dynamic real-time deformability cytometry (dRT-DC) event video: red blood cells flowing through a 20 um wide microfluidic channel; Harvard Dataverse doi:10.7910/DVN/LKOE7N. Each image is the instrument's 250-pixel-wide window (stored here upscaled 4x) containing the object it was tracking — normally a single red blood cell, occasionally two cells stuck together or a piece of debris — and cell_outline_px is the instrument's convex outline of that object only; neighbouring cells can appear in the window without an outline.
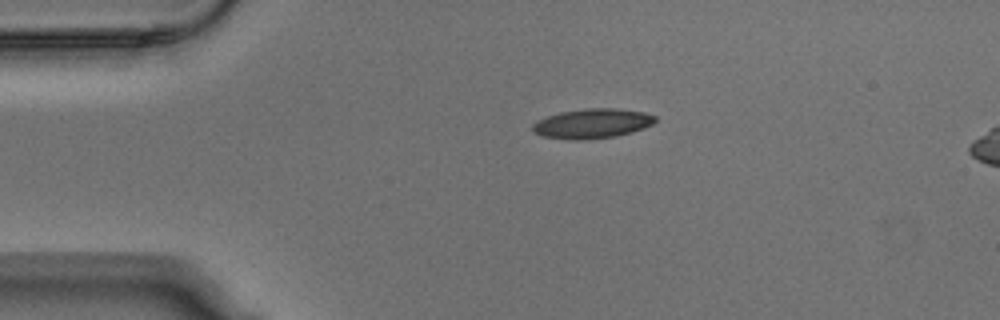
{"species": "Egyptian fruit bat (a non-hibernating species)", "species_latin": "Rousettus aegyptiacus", "temperature_condition": "warm", "stored_images_in_passage": 3, "segment_of_instrument_passage": [1, 2], "camera_frame_rate_fps": 3000, "um_per_image_px": 0.085, "animal": {"sex": "male"}, "frame": {"image": 1, "passage_image": 1, "time_ms": 0.0, "image_size_px": [1000, 320], "cell_outline_px": [[656, 120], [652, 124], [644, 128], [632, 132], [616, 136], [588, 140], [568, 140], [544, 136], [536, 132], [532, 128], [532, 124], [536, 120], [560, 112], [584, 108], [616, 108], [644, 112], [656, 116]], "centroid_in_image_um": [50.35, 10.5], "position_along_channel_um": 34.7, "area_um2": 21.33}}